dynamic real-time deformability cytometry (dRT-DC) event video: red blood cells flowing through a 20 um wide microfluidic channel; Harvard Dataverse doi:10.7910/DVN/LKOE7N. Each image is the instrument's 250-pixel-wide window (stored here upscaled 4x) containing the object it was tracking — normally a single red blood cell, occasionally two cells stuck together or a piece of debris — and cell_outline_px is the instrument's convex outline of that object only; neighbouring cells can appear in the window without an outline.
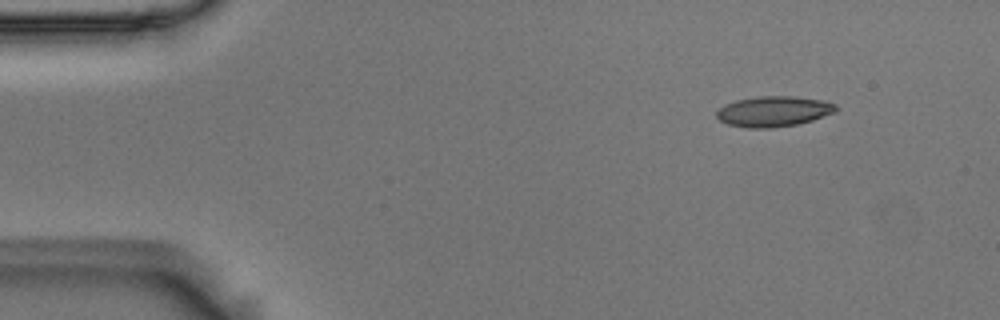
{"species": "Egyptian fruit bat (a non-hibernating species)", "species_latin": "Rousettus aegyptiacus", "temperature_condition": "room temperature", "stored_images_in_passage": 49, "camera_frame_rate_fps": 3000, "um_per_image_px": 0.085, "animal": {"sex": "male"}, "frame": {"image": 1, "passage_image": 1, "time_ms": 0.0, "image_size_px": [1000, 320], "cell_outline_px": [[836, 112], [812, 120], [796, 124], [768, 128], [748, 128], [728, 124], [720, 120], [716, 116], [716, 112], [724, 104], [736, 100], [760, 96], [796, 96], [824, 100], [836, 104]], "centroid_in_image_um": [65.76, 9.46], "position_along_channel_um": 19.2, "area_um2": 21.15}}
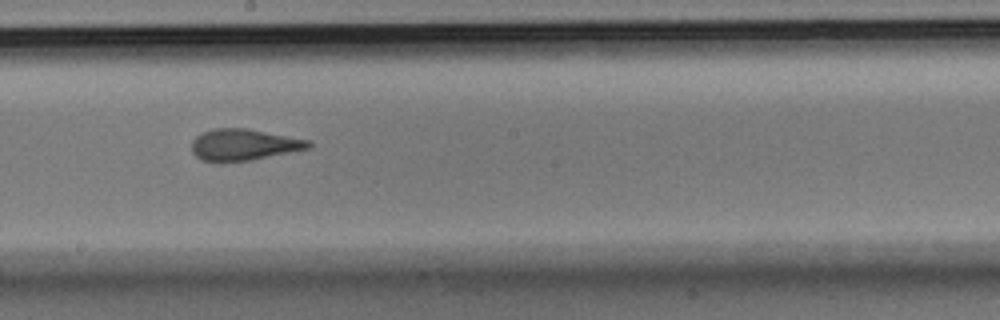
{"frame": {"image": 2, "passage_image": 25, "time_ms": 8.0, "image_size_px": [1000, 320], "cell_outline_px": [[312, 144], [308, 148], [252, 160], [220, 164], [200, 160], [192, 152], [192, 140], [200, 132], [212, 128], [248, 128], [312, 140]], "centroid_in_image_um": [20.67, 12.31], "position_along_channel_um": 227.5, "area_um2": 22.02}}
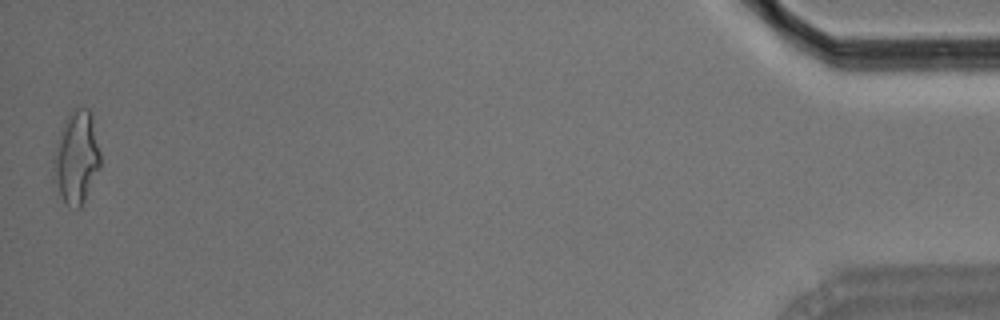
{"frame": {"image": 3, "passage_image": 49, "time_ms": 16.0, "image_size_px": [1000, 320], "cell_outline_px": [[100, 168], [80, 208], [68, 208], [52, 176], [52, 160], [60, 128], [64, 120], [72, 108], [88, 108], [92, 112], [100, 152]], "centroid_in_image_um": [6.48, 13.34], "position_along_channel_um": 428.7, "area_um2": 25.61}, "authors_computed_cell_mechanics": {"area_um2": 21.6172, "velocity_mm_per_s": 3.6761, "shape_relaxation_time_tau1_ms": 8.7313, "shape_relaxation_time_tau2_ms": 1.9448, "deformation_change_tau1": 0.2203, "deformation_change_tau2": 0.0864}}